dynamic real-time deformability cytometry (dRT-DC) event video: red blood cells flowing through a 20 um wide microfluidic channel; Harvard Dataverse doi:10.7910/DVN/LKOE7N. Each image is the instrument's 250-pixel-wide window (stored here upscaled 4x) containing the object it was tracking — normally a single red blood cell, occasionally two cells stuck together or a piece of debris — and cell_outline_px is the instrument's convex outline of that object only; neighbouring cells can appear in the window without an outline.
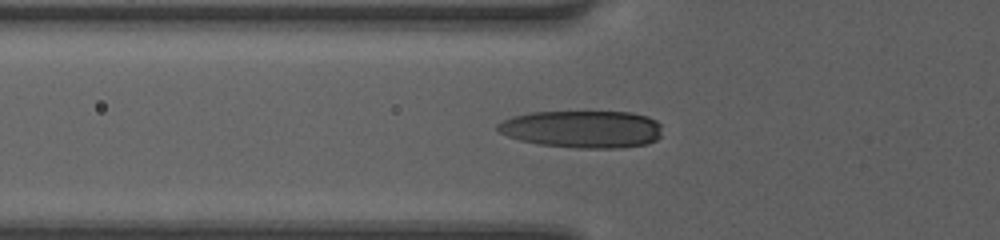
{"species": "human", "species_latin": "Homo sapiens", "temperature_condition": "room temperature", "stored_images_in_passage": 5, "camera_frame_rate_fps": 3000, "um_per_image_px": 0.085, "donor": {"sex": "female"}, "frame": {"image": 1, "passage_image": 3, "time_ms": 0.667, "image_size_px": [1000, 240], "cell_outline_px": [[660, 136], [656, 140], [648, 144], [620, 148], [576, 148], [540, 144], [520, 140], [508, 136], [500, 132], [496, 128], [496, 124], [512, 116], [528, 112], [632, 112], [648, 116], [656, 120], [660, 124]], "centroid_in_image_um": [49.51, 10.97], "position_along_channel_um": 76.3, "area_um2": 36.01}}
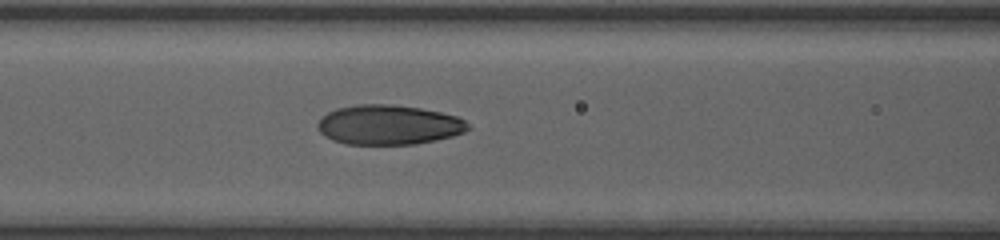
{"frame": {"image": 2, "passage_image": 5, "time_ms": 1.333, "image_size_px": [1000, 240], "cell_outline_px": [[472, 128], [464, 132], [452, 136], [436, 140], [416, 144], [348, 144], [332, 140], [324, 136], [320, 132], [316, 124], [320, 116], [336, 108], [356, 104], [392, 104], [420, 108], [440, 112], [456, 116], [464, 120]], "centroid_in_image_um": [33.01, 10.6], "position_along_channel_um": 133.6, "area_um2": 35.03}}